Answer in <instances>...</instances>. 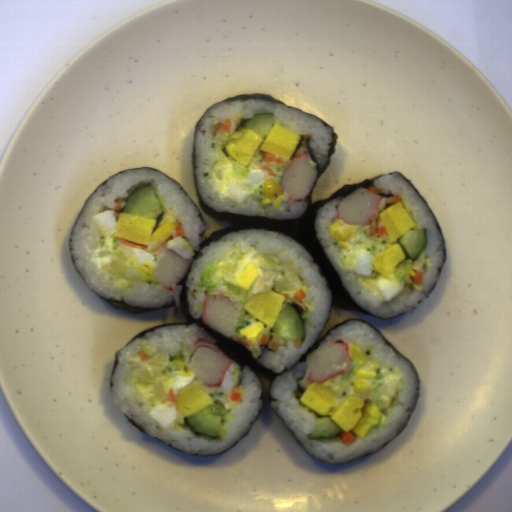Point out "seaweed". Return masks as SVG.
Segmentation results:
<instances>
[{"label": "seaweed", "instance_id": "7513b1e5", "mask_svg": "<svg viewBox=\"0 0 512 512\" xmlns=\"http://www.w3.org/2000/svg\"><path fill=\"white\" fill-rule=\"evenodd\" d=\"M246 99H264V100H270V101H274V102H277V103H281V104L287 105L286 103H284L283 101H281L277 97H273V96H269V95H257V94L256 95H245V96H234V97H231L229 99L223 100L221 102L240 101V100H246ZM288 107H290V106H288Z\"/></svg>", "mask_w": 512, "mask_h": 512}, {"label": "seaweed", "instance_id": "cd8b6224", "mask_svg": "<svg viewBox=\"0 0 512 512\" xmlns=\"http://www.w3.org/2000/svg\"><path fill=\"white\" fill-rule=\"evenodd\" d=\"M417 403H418V401H417ZM417 403H416V407H417ZM416 407H415V409H416ZM415 409H414V411H415ZM414 411H413V413H414ZM413 413H412V415H413ZM412 415H411V417H412ZM411 417H410V419H411ZM410 419H409V420H410Z\"/></svg>", "mask_w": 512, "mask_h": 512}, {"label": "seaweed", "instance_id": "768707aa", "mask_svg": "<svg viewBox=\"0 0 512 512\" xmlns=\"http://www.w3.org/2000/svg\"><path fill=\"white\" fill-rule=\"evenodd\" d=\"M289 428V427H288ZM289 430L291 431V429L289 428ZM291 433L293 434V436L295 437V439L300 443V445L305 449L304 445L301 443V441L296 437V435L291 431ZM306 450V449H305Z\"/></svg>", "mask_w": 512, "mask_h": 512}, {"label": "seaweed", "instance_id": "33e80320", "mask_svg": "<svg viewBox=\"0 0 512 512\" xmlns=\"http://www.w3.org/2000/svg\"><path fill=\"white\" fill-rule=\"evenodd\" d=\"M127 170H134V169H131V168H130V169H127ZM127 170H125V171H127ZM125 171H122V172H125ZM122 172H120V173H122ZM120 173H117V174L113 175L112 177L108 178L106 181H104V182H103V184H106V183H107L111 178H113L114 176H116V175H118V174H120ZM103 184H102V185H103Z\"/></svg>", "mask_w": 512, "mask_h": 512}, {"label": "seaweed", "instance_id": "1faa68ee", "mask_svg": "<svg viewBox=\"0 0 512 512\" xmlns=\"http://www.w3.org/2000/svg\"><path fill=\"white\" fill-rule=\"evenodd\" d=\"M208 109L203 111L202 114L199 116V118L197 119V122H196L195 130H194V144H193V150H192V176H193V180H194L198 198H199L203 208L205 209V211L207 213H209L211 216H213L214 218L225 221L228 224H230L231 226H229L223 230L214 232L211 236H209L207 238L206 237L205 220L203 218V215L201 213L199 206L189 196V194L185 191V189L180 186L181 189L185 192V194L190 198V200L197 207L198 213H199V218L202 220L205 230L201 234L202 241L199 244V250L193 252V256L191 257L189 269H188L186 275L184 276V278L178 284L181 286L179 307L178 308L176 307L174 301L170 302L164 306H161V307L141 308V307L127 305L124 303L123 300H108L105 298H103V299L108 301L116 309H119V310H122L125 312H138L139 313V312H147V311H159L162 309L171 308V309H174V312L176 315L180 309H183L188 323H164V324H161L159 326L151 328V329L137 335L136 337H134L133 339L129 340L124 345H122L118 350H116L114 352L112 368H111V371L109 374L108 388L111 391L112 386H113L112 377H113V373L116 368V365L119 361L118 353L122 347H124L125 345L131 343L132 341H134L138 338L143 337L148 332L156 330L159 327H166V326H170V325L196 324V325H199L200 327H202L204 330H206L209 334L212 335L215 343L218 345V347L221 349V351L227 357H229L231 360L236 361L241 366H249L253 370V372L257 375V377L261 383V387H262V391H263V394L260 397V399H261V404H260V408H259V410H260L264 403L265 397H266V387H265V383H264L262 376L264 378H266L267 380H269L270 382H273L278 375L276 373H274L273 371H271L270 369L260 365L257 359H253L250 352L247 350V348L245 346L232 340L231 338H227L222 332H216L215 330L210 328L208 325H206L202 321V318L195 319L192 317V315L189 311L188 305H187V301H186V297H187V293H188V286L186 284V281H187V278H188V275H189V272H190V269H191L193 263L196 261V259L198 258L199 254L201 253V251L204 247H206L213 241L220 240L225 235H228L235 231L244 230V229H270V230L288 235L289 237H291L292 239H294L295 241L300 243L304 247V249L311 255V257L313 258V262L316 263L319 267V273L325 277L327 284L331 290L330 308L335 307L337 309L353 310V311L364 313L366 315L379 317V316H376V315L372 314L371 312L365 310L361 306H359L357 304V302L353 299V297L350 295V293L348 292L347 288L345 287L340 275L337 273V271L333 267L332 263L330 262L329 258L327 257L325 251L323 250V248L318 240V233L315 229L314 221H315L316 214L321 206H323L324 204L328 203L329 201H331L335 198H344L348 194L354 192L358 187H364L368 190L371 186H375L373 181H376L382 175H378L376 178L365 179L356 184H346L344 186H341L328 199H323V200L313 204L314 187L329 167L330 159L334 155L335 149L337 146L338 134H337L335 128L332 125H330L327 121L322 119L321 117L312 115L309 113H305L307 115L318 118L326 126H330V128L332 130V138L329 143V150H328L325 167L323 169H321L319 172H317L315 182H314L309 194L307 195L308 206H307L306 210L303 212V214L300 217H298L297 219H269V218H265L262 216L240 215V214H232V213H225V212H216L215 210H213L212 208H210L203 202L202 197L199 193L197 178H196L197 165H196V160H195V153H196V138H197L198 126Z\"/></svg>", "mask_w": 512, "mask_h": 512}, {"label": "seaweed", "instance_id": "349a3768", "mask_svg": "<svg viewBox=\"0 0 512 512\" xmlns=\"http://www.w3.org/2000/svg\"><path fill=\"white\" fill-rule=\"evenodd\" d=\"M406 424H407V423H406ZM406 424H405V425H404V427L401 429V431L397 434V436H396L394 439H392L389 443H387L385 446H383L380 450H382L383 448H385L386 446H388L389 444H391L392 442H394V441L397 439V437L402 433V431L404 430V428H405ZM380 450H378L377 452H379ZM377 452H374V453H372V454H369V455H367V456H364V457L359 458V459L354 460V461L363 460V459H365V458H367V457H369V456H371V455H373V454H375V453H377ZM354 461H352V462H354Z\"/></svg>", "mask_w": 512, "mask_h": 512}, {"label": "seaweed", "instance_id": "d2809c37", "mask_svg": "<svg viewBox=\"0 0 512 512\" xmlns=\"http://www.w3.org/2000/svg\"><path fill=\"white\" fill-rule=\"evenodd\" d=\"M121 411H122V410H121ZM122 413H123V415H124L125 419H126L129 423H131L135 428H137V429L141 430L142 432L146 433V432H145L142 428H140V427H139L135 422H133V421H132V420H131V419H130V418H129V417H128L124 412H123V411H122ZM146 434H147V433H146Z\"/></svg>", "mask_w": 512, "mask_h": 512}, {"label": "seaweed", "instance_id": "6c50854a", "mask_svg": "<svg viewBox=\"0 0 512 512\" xmlns=\"http://www.w3.org/2000/svg\"><path fill=\"white\" fill-rule=\"evenodd\" d=\"M328 321H329V316H328V318H327L326 324H325V326H324V328H323V330H322L321 334L319 335V337L317 338V340L315 341V343L313 344V346L311 347V349H310V350L305 354V356H304V357H303L299 362L307 361V356H308L311 352H313L315 349H317V348L321 347L322 340H323V339L328 335V334H326V335L322 336V335H323V333H324V331H325V329H326V326H327Z\"/></svg>", "mask_w": 512, "mask_h": 512}, {"label": "seaweed", "instance_id": "45ffbabd", "mask_svg": "<svg viewBox=\"0 0 512 512\" xmlns=\"http://www.w3.org/2000/svg\"><path fill=\"white\" fill-rule=\"evenodd\" d=\"M398 175H400V176H401V177H402V178H403V179H404V180L409 184V186L414 190V192H415V193L420 197V199L424 202V204H425V206L427 207V209L429 210V212H430V214H431V216H432V218H433V220H434V222H435V225H436V227H437V229H438V231H439V233H440V235H441V238H442V240H443V264H442V265H441V267L439 268V275H438V278H437L436 282L434 283V285L432 286V288H431V290H430L429 294L427 295V297H426L424 300H422L421 302H419V304H421L422 302H424V301H425V300H426V299L431 295V293L433 292V290H434V289H435V287L437 286V284H438V282H439V280H440V278H441V276H442V274H443V272H444L445 266H446V264H447L446 238H445V234H444V232H443L442 228L440 227V225H439V223H438V221H437V219H436V217H435V215H434L433 211L431 210V208L429 207L428 203H427V202H426V200L423 198V196L421 195V193L418 191V189H417V188H416V187H415V186H414V185H413V184H412V183L407 179V177H406L405 175H402V174H399V173H398ZM419 304H418V305H419ZM418 305H417V306H418Z\"/></svg>", "mask_w": 512, "mask_h": 512}, {"label": "seaweed", "instance_id": "ac131d1f", "mask_svg": "<svg viewBox=\"0 0 512 512\" xmlns=\"http://www.w3.org/2000/svg\"><path fill=\"white\" fill-rule=\"evenodd\" d=\"M358 321L363 322V323H365L366 325H368L370 328H372L375 332H377V333L381 336V338L384 340V342H385L386 344H388L390 347H392L394 350H396L398 353H400L402 356H404V357L409 361V363L413 366V368H414V370H415V372H416L417 382H418V397H419L420 392H421L420 380H419V375H418V373H417V371H416V368H415L414 364H413V363H412V362H411V361H410V360H409V359H408L404 354H402V353H401V352H399L397 349H395V348H394V347L389 343V341H388V340H387V339H386V338H385V337L380 333V331H379L375 326H373L372 324L368 323V322H367V321H365V320H358Z\"/></svg>", "mask_w": 512, "mask_h": 512}, {"label": "seaweed", "instance_id": "8abba1cb", "mask_svg": "<svg viewBox=\"0 0 512 512\" xmlns=\"http://www.w3.org/2000/svg\"><path fill=\"white\" fill-rule=\"evenodd\" d=\"M348 320H356V319L351 318V319H348ZM348 320L342 321L341 323H339V324H338V325H336L335 327L331 328L329 331H331L332 329L336 328L337 326H339V325H341V324L345 323V322H346V321H348Z\"/></svg>", "mask_w": 512, "mask_h": 512}]
</instances>
